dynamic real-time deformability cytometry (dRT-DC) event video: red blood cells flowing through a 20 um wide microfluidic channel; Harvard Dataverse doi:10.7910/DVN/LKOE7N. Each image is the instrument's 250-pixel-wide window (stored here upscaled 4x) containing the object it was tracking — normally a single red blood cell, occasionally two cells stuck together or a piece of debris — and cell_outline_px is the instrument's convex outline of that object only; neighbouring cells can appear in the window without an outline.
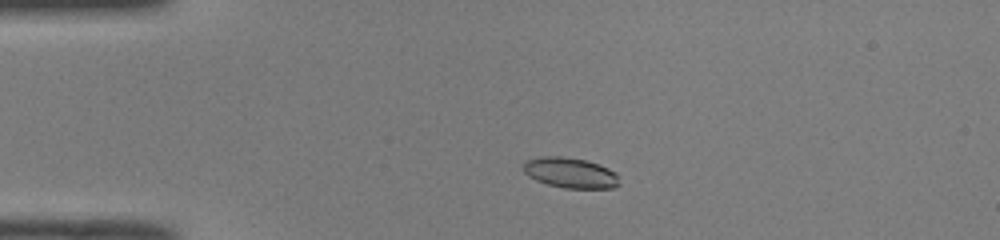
{"species": "common noctule bat (a hibernating species)", "species_latin": "Nyctalus noctula", "temperature_condition": "room temperature", "stored_images_in_passage": 46, "camera_frame_rate_fps": 3000, "um_per_image_px": 0.085, "animal": {"sex": "male", "body_mass_g": 19.0, "forearm_length_mm": 50.8}, "frame": {"image": 1, "passage_image": 7, "time_ms": 2.0, "image_size_px": [1000, 240], "cell_outline_px": [[620, 184], [616, 188], [564, 188], [548, 184], [536, 180], [528, 176], [524, 172], [524, 160], [544, 156], [560, 156], [584, 160], [608, 168], [616, 172], [620, 176]], "centroid_in_image_um": [48.51, 14.7], "position_along_channel_um": 36.5, "area_um2": 17.05}}
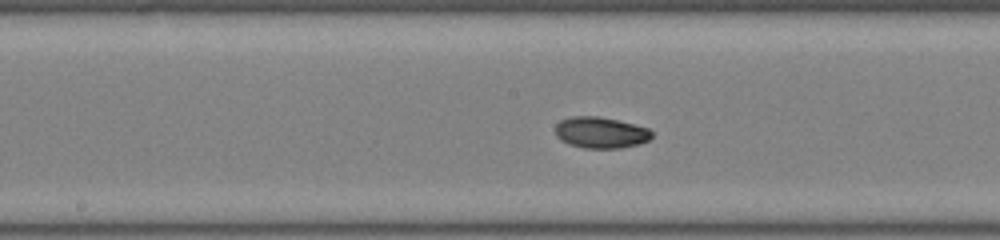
{"frame": {"image": 2, "passage_image": 22, "time_ms": 7.0, "image_size_px": [1000, 240], "cell_outline_px": [[652, 136], [648, 140], [640, 144], [620, 148], [584, 148], [568, 144], [560, 140], [556, 136], [556, 124], [560, 120], [572, 116], [596, 116], [616, 120], [648, 128], [652, 132]], "centroid_in_image_um": [51.03, 11.27], "position_along_channel_um": 197.2, "area_um2": 17.51}}
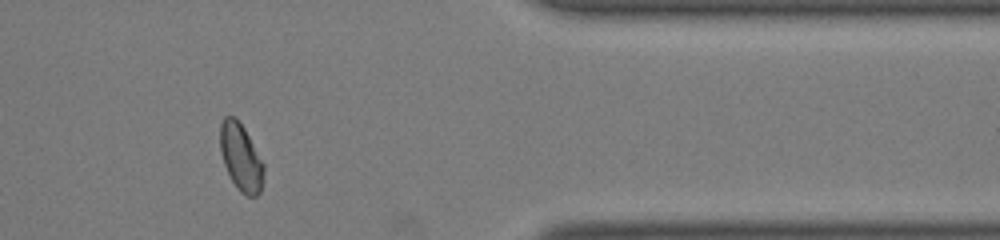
{"frame": {"image": 3, "passage_image": 38, "time_ms": 12.333, "image_size_px": [1000, 240], "cell_outline_px": [[264, 176], [260, 192], [256, 196], [248, 196], [240, 192], [232, 180], [224, 164], [220, 152], [220, 124], [224, 116], [232, 116], [244, 128], [264, 164]], "centroid_in_image_um": [20.47, 13.38], "position_along_channel_um": 390.9, "area_um2": 16.88}, "authors_computed_cell_mechanics": {"area_um2": 16.9932, "velocity_mm_per_s": 4.005, "shape_relaxation_time_tau1_ms": 2.512, "shape_relaxation_time_tau2_ms": 2.7169, "deformation_change_tau1": 0.1337, "deformation_change_tau2": 0.055}}